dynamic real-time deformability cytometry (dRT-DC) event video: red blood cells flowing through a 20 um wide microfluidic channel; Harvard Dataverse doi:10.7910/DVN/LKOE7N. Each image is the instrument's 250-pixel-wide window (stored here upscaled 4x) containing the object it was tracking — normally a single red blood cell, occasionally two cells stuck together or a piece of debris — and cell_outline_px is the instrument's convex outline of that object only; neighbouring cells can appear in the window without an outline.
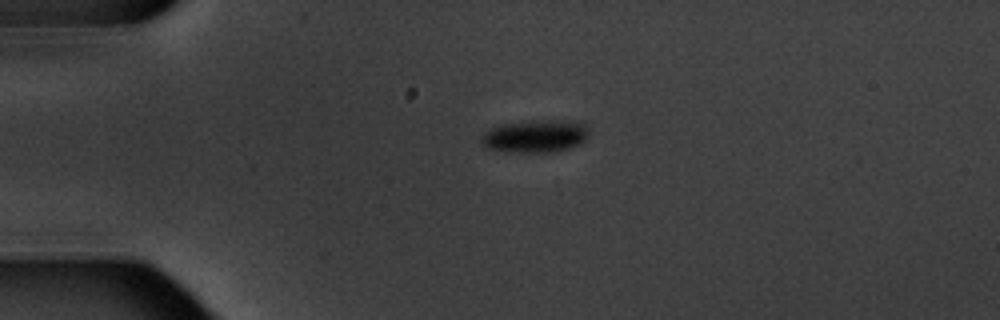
{"species": "common noctule bat (a hibernating species)", "species_latin": "Nyctalus noctula", "temperature_condition": "warm", "stored_images_in_passage": 4, "camera_frame_rate_fps": 3000, "um_per_image_px": 0.085, "animal": {"sex": "male", "body_mass_g": 20.1, "forearm_length_mm": 53.5}, "frame": {"image": 1, "passage_image": 3, "time_ms": 2.333, "image_size_px": [1000, 320], "cell_outline_px": [[588, 136], [580, 144], [572, 148], [556, 152], [520, 152], [488, 148], [480, 140], [480, 136], [488, 128], [500, 124], [540, 120], [580, 120], [588, 124]], "centroid_in_image_um": [45.57, 11.55], "position_along_channel_um": 39.4, "area_um2": 20.87}}